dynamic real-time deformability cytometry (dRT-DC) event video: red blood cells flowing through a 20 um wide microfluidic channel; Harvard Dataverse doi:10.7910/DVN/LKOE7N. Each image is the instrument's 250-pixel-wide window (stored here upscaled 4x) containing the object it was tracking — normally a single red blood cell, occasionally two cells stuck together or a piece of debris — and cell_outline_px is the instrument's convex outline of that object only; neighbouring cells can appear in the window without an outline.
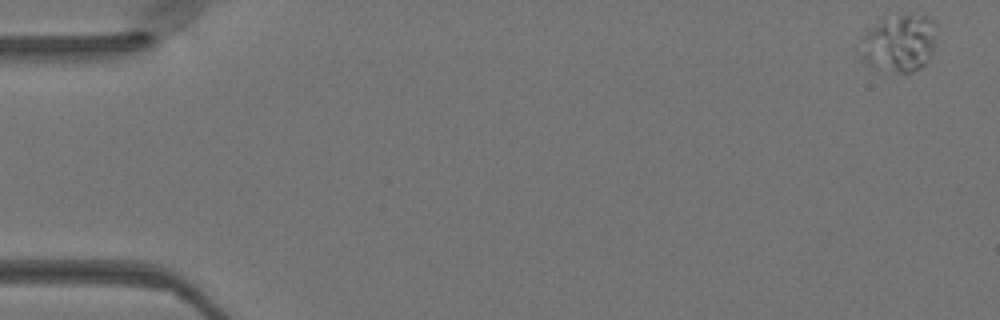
{"species": "Egyptian fruit bat (a non-hibernating species)", "species_latin": "Rousettus aegyptiacus", "temperature_condition": "warm", "stored_images_in_passage": 49, "camera_frame_rate_fps": 3000, "um_per_image_px": 0.085, "animal": {"sex": "female"}, "frame": {"image": 1, "passage_image": 1, "time_ms": 0.0, "image_size_px": [1000, 320], "cell_outline_px": [[936, 36], [932, 52], [924, 64], [920, 68], [912, 72], [900, 72], [872, 68], [860, 60], [860, 36], [884, 20], [908, 12], [924, 12], [936, 24]], "centroid_in_image_um": [76.44, 3.65], "position_along_channel_um": 8.6, "area_um2": 25.95}}
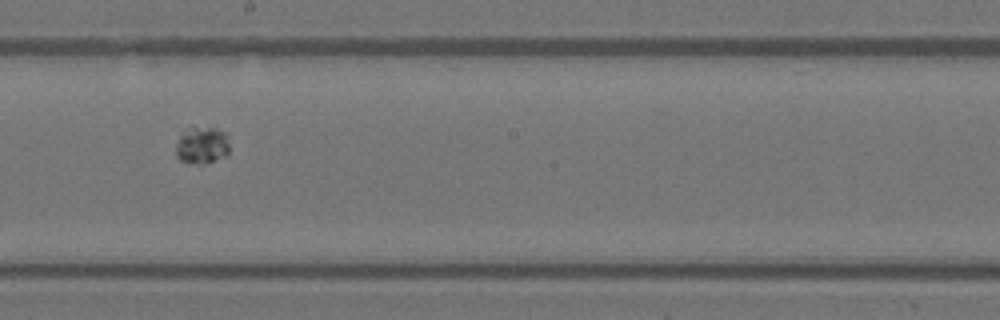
{"frame": {"image": 2, "passage_image": 28, "time_ms": 9.0, "image_size_px": [1000, 320], "cell_outline_px": [[228, 156], [204, 164], [196, 164], [180, 160], [176, 156], [176, 144], [180, 136], [192, 124], [216, 128], [228, 132]], "centroid_in_image_um": [17.19, 12.31], "position_along_channel_um": 231.0, "area_um2": 12.08}}
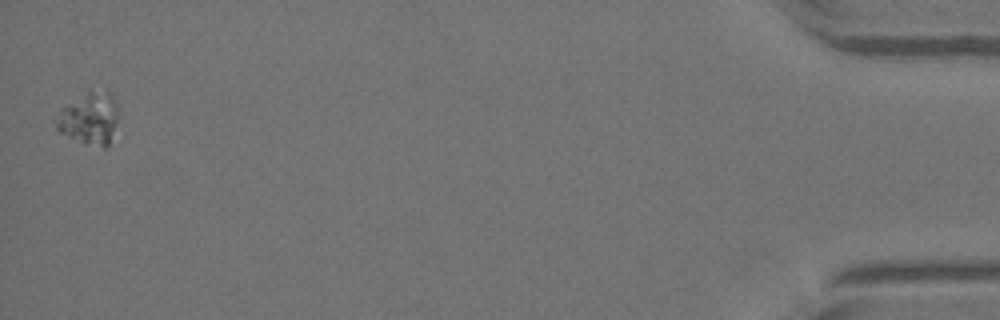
{"frame": {"image": 3, "passage_image": 49, "time_ms": 16.0, "image_size_px": [1000, 320], "cell_outline_px": [[124, 116], [108, 148], [104, 148], [84, 144], [60, 132], [56, 128], [52, 120], [60, 108], [88, 88], [112, 92], [124, 112]], "centroid_in_image_um": [7.71, 10.03], "position_along_channel_um": 427.5, "area_um2": 21.04}}